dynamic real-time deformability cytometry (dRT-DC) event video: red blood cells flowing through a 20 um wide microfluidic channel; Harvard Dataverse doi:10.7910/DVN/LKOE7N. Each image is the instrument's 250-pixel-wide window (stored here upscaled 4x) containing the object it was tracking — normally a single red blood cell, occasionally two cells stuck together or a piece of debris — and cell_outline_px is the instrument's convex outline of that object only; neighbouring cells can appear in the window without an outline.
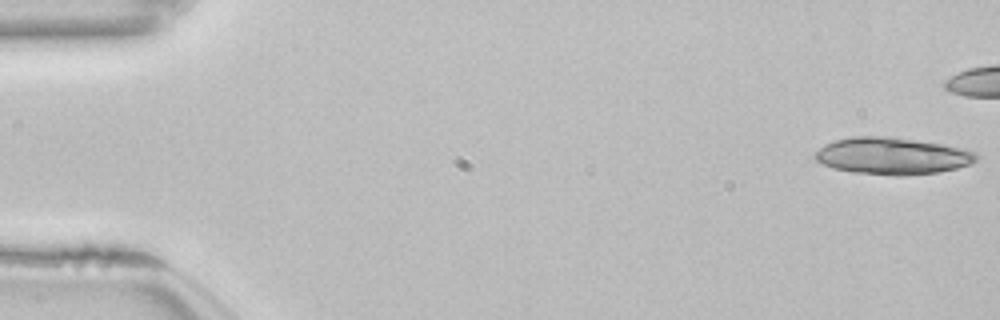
{"species": "common noctule bat (a hibernating species)", "species_latin": "Nyctalus noctula", "temperature_condition": "room temperature", "stored_images_in_passage": 43, "camera_frame_rate_fps": 3000, "um_per_image_px": 0.085, "animal": {"sex": "female", "body_mass_g": 22.7, "forearm_length_mm": 54.2}, "frame": {"image": 1, "passage_image": 1, "time_ms": 0.0, "image_size_px": [1000, 320], "cell_outline_px": [[980, 160], [972, 164], [940, 172], [904, 176], [896, 176], [852, 172], [832, 168], [816, 160], [812, 156], [812, 152], [824, 144], [836, 140], [852, 136], [888, 136], [940, 144], [976, 152], [980, 156]], "centroid_in_image_um": [75.82, 13.26], "position_along_channel_um": 9.2, "area_um2": 35.03}}